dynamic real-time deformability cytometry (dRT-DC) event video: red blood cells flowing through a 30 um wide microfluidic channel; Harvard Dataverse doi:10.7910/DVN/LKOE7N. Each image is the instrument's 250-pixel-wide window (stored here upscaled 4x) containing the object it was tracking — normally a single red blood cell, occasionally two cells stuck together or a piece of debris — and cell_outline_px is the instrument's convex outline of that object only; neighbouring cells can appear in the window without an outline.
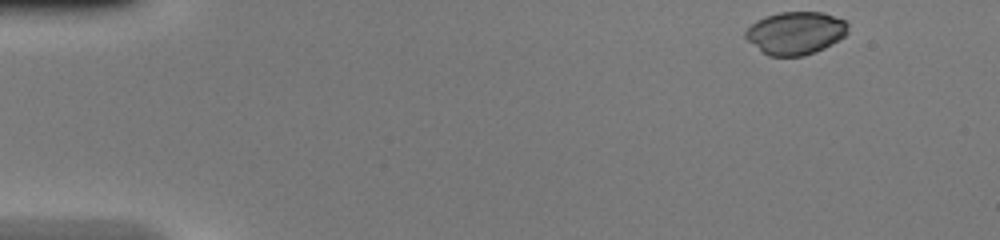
{"species": "common noctule bat (a hibernating species)", "species_latin": "Nyctalus noctula", "temperature_condition": "warm", "stored_images_in_passage": 40, "camera_frame_rate_fps": 3000, "um_per_image_px": 0.085, "animal": {"sex": "female", "body_mass_g": 20.0, "forearm_length_mm": 54.0}, "frame": {"image": 1, "passage_image": 1, "time_ms": 0.0, "image_size_px": [1000, 240], "cell_outline_px": [[848, 32], [844, 36], [832, 44], [816, 52], [804, 56], [768, 56], [748, 40], [744, 36], [744, 32], [756, 20], [764, 16], [780, 12], [824, 12], [844, 20], [848, 24]], "centroid_in_image_um": [67.63, 2.8], "position_along_channel_um": 17.4, "area_um2": 25.61}}
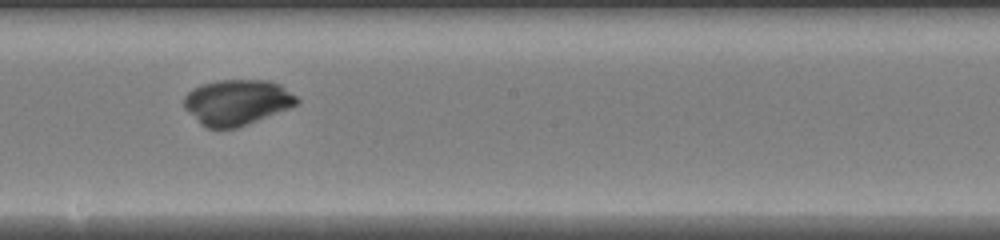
{"frame": {"image": 2, "passage_image": 23, "time_ms": 7.333, "image_size_px": [1000, 240], "cell_outline_px": [[300, 100], [296, 104], [288, 108], [248, 124], [236, 128], [208, 128], [200, 124], [184, 108], [184, 96], [192, 88], [200, 84], [216, 80], [268, 80], [280, 84], [296, 96]], "centroid_in_image_um": [20.11, 8.68], "position_along_channel_um": 228.1, "area_um2": 29.94}}
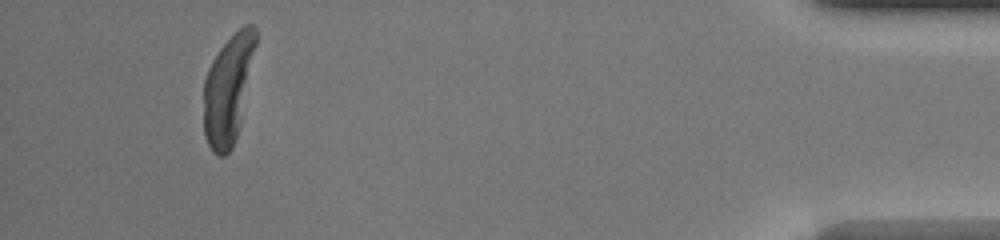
{"frame": {"image": 3, "passage_image": 40, "time_ms": 13.0, "image_size_px": [1000, 240], "cell_outline_px": [[256, 44], [240, 124], [232, 148], [224, 156], [220, 156], [212, 152], [204, 136], [204, 80], [208, 68], [212, 60], [220, 48], [244, 24], [252, 24], [256, 28]], "centroid_in_image_um": [19.38, 7.6], "position_along_channel_um": 415.8, "area_um2": 32.6}}